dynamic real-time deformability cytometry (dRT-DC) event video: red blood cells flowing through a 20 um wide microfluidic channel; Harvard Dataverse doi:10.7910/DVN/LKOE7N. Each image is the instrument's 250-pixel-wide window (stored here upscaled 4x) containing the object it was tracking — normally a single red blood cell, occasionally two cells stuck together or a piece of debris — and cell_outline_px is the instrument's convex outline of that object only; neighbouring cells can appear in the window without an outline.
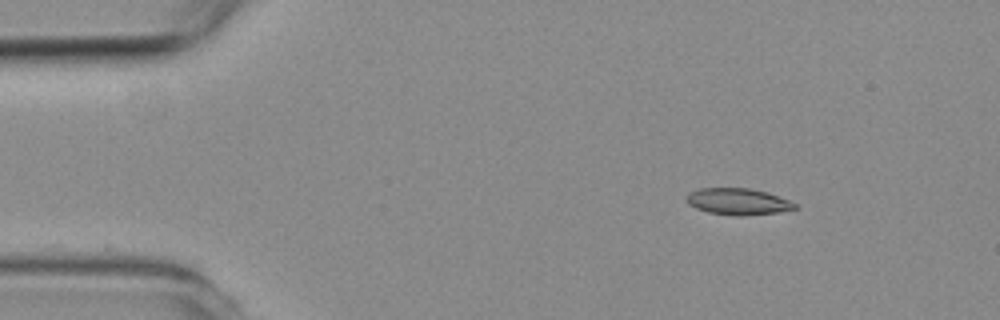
{"species": "common noctule bat (a hibernating species)", "species_latin": "Nyctalus noctula", "temperature_condition": "room temperature", "stored_images_in_passage": 3, "camera_frame_rate_fps": 3000, "um_per_image_px": 0.085, "animal": {"sex": "female", "body_mass_g": 19.3, "forearm_length_mm": 54.1}, "frame": {"image": 1, "passage_image": 1, "time_ms": 0.0, "image_size_px": [1000, 320], "cell_outline_px": [[796, 208], [776, 212], [744, 216], [732, 216], [708, 212], [696, 208], [688, 204], [688, 192], [700, 188], [748, 188], [768, 192], [788, 200], [796, 204]], "centroid_in_image_um": [62.7, 17.13], "position_along_channel_um": 22.3, "area_um2": 16.65}}